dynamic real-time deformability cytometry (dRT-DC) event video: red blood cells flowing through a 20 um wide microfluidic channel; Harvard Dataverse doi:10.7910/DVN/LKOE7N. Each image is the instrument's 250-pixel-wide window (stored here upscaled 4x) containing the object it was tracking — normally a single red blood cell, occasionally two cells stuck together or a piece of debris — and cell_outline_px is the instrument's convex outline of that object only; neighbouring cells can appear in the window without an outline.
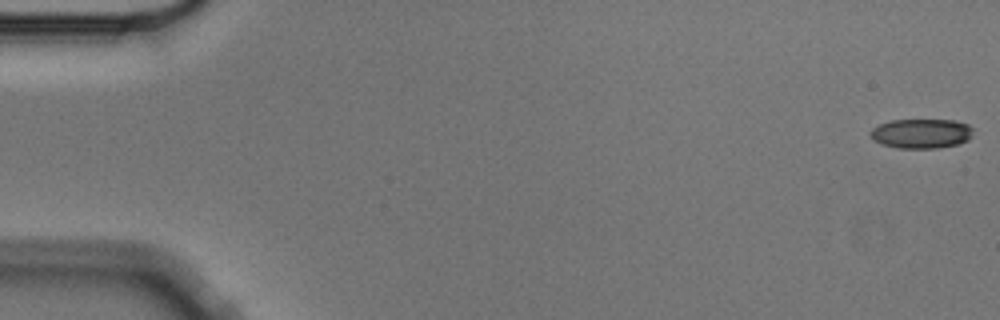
{"species": "Egyptian fruit bat (a non-hibernating species)", "species_latin": "Rousettus aegyptiacus", "temperature_condition": "cold", "stored_images_in_passage": 5, "segment_of_instrument_passage": [2, 2], "camera_frame_rate_fps": 3000, "um_per_image_px": 0.085, "animal": {"sex": "male"}, "frame": {"image": 1, "passage_image": 5, "time_ms": 1.333, "image_size_px": [1000, 320], "cell_outline_px": [[972, 136], [968, 140], [956, 144], [936, 148], [896, 148], [880, 144], [868, 132], [872, 128], [880, 124], [892, 120], [956, 120], [968, 124], [972, 128]], "centroid_in_image_um": [78.31, 11.34], "position_along_channel_um": 6.7, "area_um2": 17.69}}